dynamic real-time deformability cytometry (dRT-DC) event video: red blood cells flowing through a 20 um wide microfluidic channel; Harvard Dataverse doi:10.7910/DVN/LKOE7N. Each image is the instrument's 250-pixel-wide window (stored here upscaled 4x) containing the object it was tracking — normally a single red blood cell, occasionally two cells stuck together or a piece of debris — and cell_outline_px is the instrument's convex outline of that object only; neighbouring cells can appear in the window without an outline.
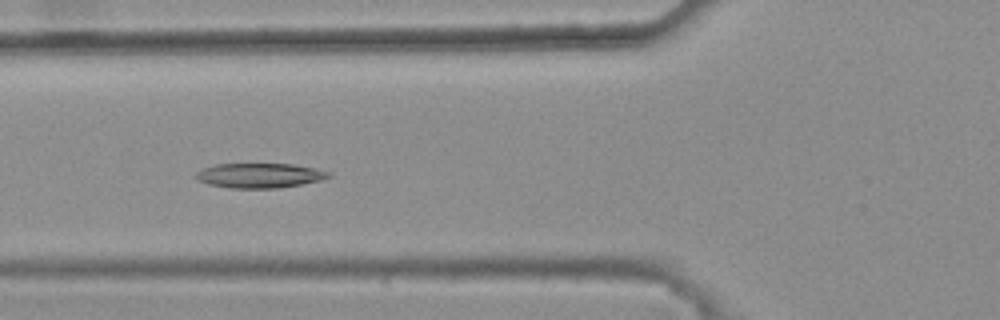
{"species": "common noctule bat (a hibernating species)", "species_latin": "Nyctalus noctula", "temperature_condition": "warm", "stored_images_in_passage": 44, "camera_frame_rate_fps": 3000, "um_per_image_px": 0.085, "animal": {"sex": "female", "body_mass_g": 25.1}, "frame": {"image": 1, "passage_image": 19, "time_ms": 6.0, "image_size_px": [1000, 320], "cell_outline_px": [[332, 176], [320, 180], [300, 184], [276, 188], [228, 188], [208, 184], [196, 180], [196, 172], [204, 168], [216, 164], [292, 164], [332, 172]], "centroid_in_image_um": [22.04, 14.92], "position_along_channel_um": 103.8, "area_um2": 19.02}}
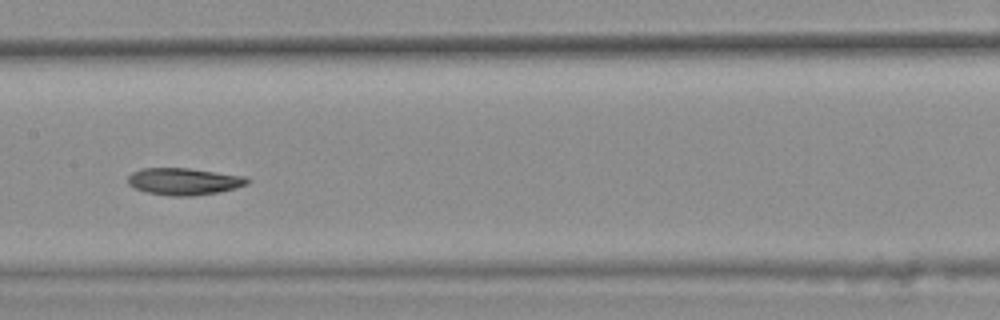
{"frame": {"image": 2, "passage_image": 26, "time_ms": 8.333, "image_size_px": [1000, 320], "cell_outline_px": [[252, 180], [248, 184], [236, 188], [220, 192], [192, 196], [168, 196], [148, 192], [136, 188], [128, 184], [128, 176], [132, 172], [144, 168], [188, 168], [244, 176]], "centroid_in_image_um": [15.67, 15.42], "position_along_channel_um": 191.7, "area_um2": 18.79}}
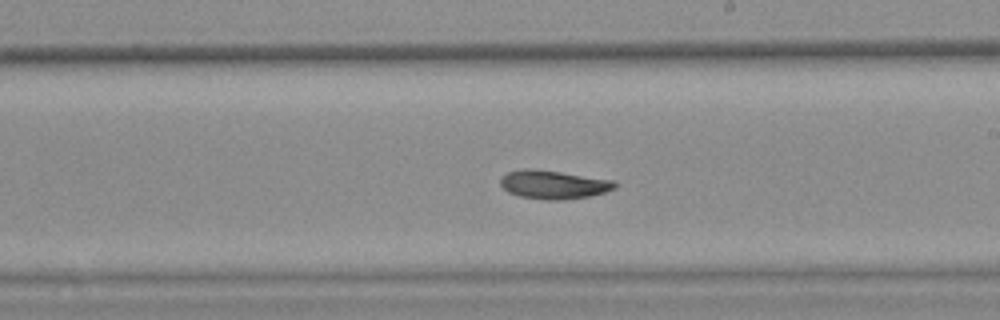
{"frame": {"image": 3, "passage_image": 30, "time_ms": 9.667, "image_size_px": [1000, 320], "cell_outline_px": [[616, 188], [604, 192], [588, 196], [564, 200], [544, 200], [520, 196], [508, 192], [500, 184], [500, 176], [508, 172], [524, 168], [532, 168], [616, 180]], "centroid_in_image_um": [47.04, 15.68], "position_along_channel_um": 242.0, "area_um2": 19.13}}